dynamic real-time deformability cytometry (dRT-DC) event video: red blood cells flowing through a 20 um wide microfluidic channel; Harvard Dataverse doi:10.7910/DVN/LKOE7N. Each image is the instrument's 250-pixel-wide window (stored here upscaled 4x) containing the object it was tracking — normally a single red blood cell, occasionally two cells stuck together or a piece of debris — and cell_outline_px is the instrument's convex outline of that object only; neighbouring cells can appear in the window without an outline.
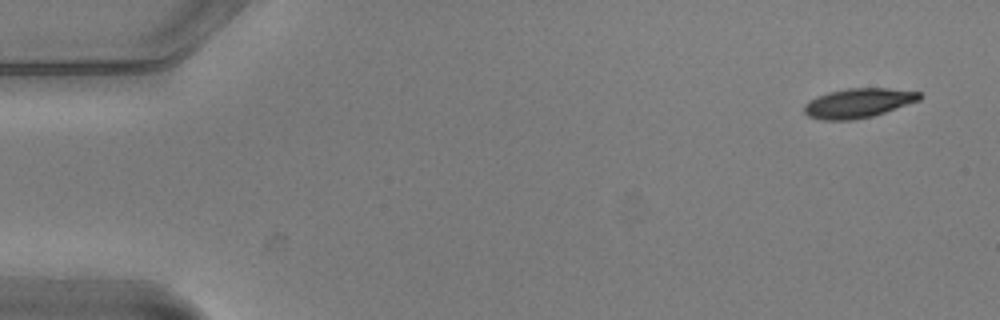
{"species": "common noctule bat (a hibernating species)", "species_latin": "Nyctalus noctula", "temperature_condition": "warm", "stored_images_in_passage": 4, "camera_frame_rate_fps": 3000, "um_per_image_px": 0.085, "animal": {"sex": "male", "body_mass_g": 20.5, "forearm_length_mm": 52.5}, "frame": {"image": 1, "passage_image": 1, "time_ms": 0.0, "image_size_px": [1000, 320], "cell_outline_px": [[924, 96], [920, 100], [872, 116], [852, 120], [824, 120], [808, 116], [804, 112], [804, 104], [808, 100], [828, 92], [848, 88], [888, 88], [920, 92]], "centroid_in_image_um": [72.95, 8.75], "position_along_channel_um": 12.1, "area_um2": 19.77}}
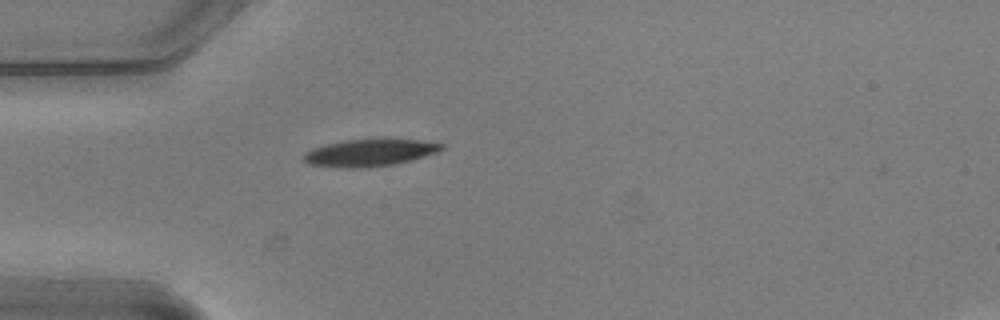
{"frame": {"image": 2, "passage_image": 4, "time_ms": 1.0, "image_size_px": [1000, 320], "cell_outline_px": [[444, 148], [436, 152], [412, 160], [392, 164], [368, 168], [344, 168], [308, 164], [300, 156], [304, 152], [312, 148], [328, 144], [348, 140], [420, 140], [444, 144]], "centroid_in_image_um": [31.37, 13.0], "position_along_channel_um": 53.6, "area_um2": 21.5}}